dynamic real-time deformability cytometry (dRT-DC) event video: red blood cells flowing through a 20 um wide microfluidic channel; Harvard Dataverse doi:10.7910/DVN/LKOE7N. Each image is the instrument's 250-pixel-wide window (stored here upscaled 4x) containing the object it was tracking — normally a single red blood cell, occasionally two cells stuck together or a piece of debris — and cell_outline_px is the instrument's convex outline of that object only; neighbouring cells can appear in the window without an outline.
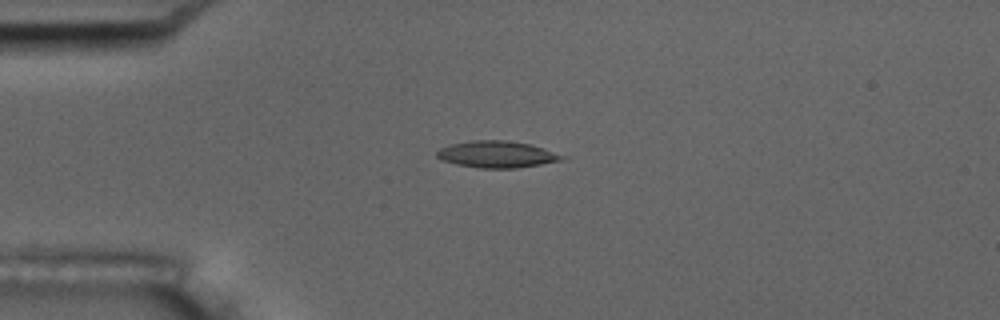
{"species": "common noctule bat (a hibernating species)", "species_latin": "Nyctalus noctula", "temperature_condition": "room temperature", "stored_images_in_passage": 6, "camera_frame_rate_fps": 3000, "um_per_image_px": 0.085, "animal": {"sex": "male", "body_mass_g": 17.5, "forearm_length_mm": 52.3}, "frame": {"image": 1, "passage_image": 5, "time_ms": 4.667, "image_size_px": [1000, 320], "cell_outline_px": [[568, 156], [560, 160], [540, 164], [516, 168], [480, 168], [456, 164], [444, 160], [436, 156], [436, 152], [440, 148], [452, 144], [472, 140], [508, 140], [528, 144], [544, 148]], "centroid_in_image_um": [42.24, 13.11], "position_along_channel_um": 42.8, "area_um2": 19.31}}